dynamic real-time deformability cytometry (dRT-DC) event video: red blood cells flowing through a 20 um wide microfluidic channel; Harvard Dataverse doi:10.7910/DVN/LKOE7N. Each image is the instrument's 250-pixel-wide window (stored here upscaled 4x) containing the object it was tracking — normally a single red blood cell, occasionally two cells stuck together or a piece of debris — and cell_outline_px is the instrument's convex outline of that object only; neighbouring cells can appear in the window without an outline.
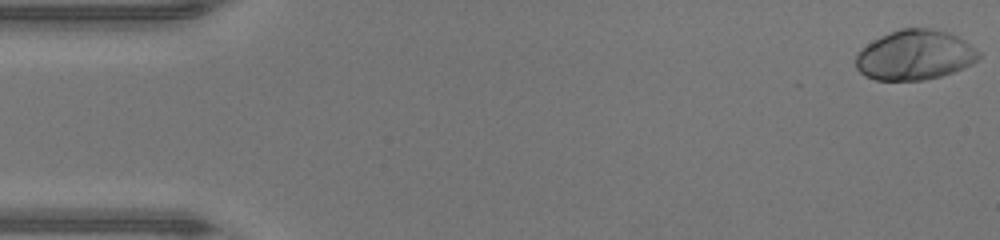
{"species": "human", "species_latin": "Homo sapiens", "temperature_condition": "warm", "stored_images_in_passage": 47, "camera_frame_rate_fps": 3000, "um_per_image_px": 0.085, "donor": {"sex": "male"}, "frame": {"image": 1, "passage_image": 1, "time_ms": 0.0, "image_size_px": [1000, 240], "cell_outline_px": [[980, 56], [972, 64], [952, 72], [940, 76], [924, 80], [876, 80], [864, 76], [856, 68], [856, 56], [868, 44], [880, 36], [900, 28], [928, 28], [948, 32], [964, 40], [980, 52]], "centroid_in_image_um": [77.76, 4.68], "position_along_channel_um": 7.2, "area_um2": 35.49}}
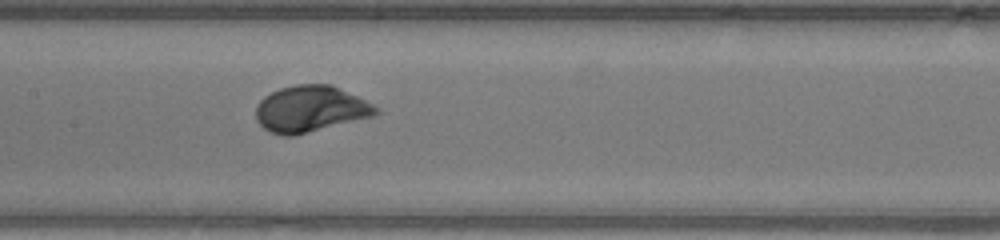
{"frame": {"image": 2, "passage_image": 23, "time_ms": 7.333, "image_size_px": [1000, 240], "cell_outline_px": [[380, 112], [372, 116], [292, 136], [284, 136], [268, 132], [256, 120], [256, 104], [264, 96], [280, 88], [296, 84], [332, 84], [380, 108]], "centroid_in_image_um": [26.35, 9.25], "position_along_channel_um": 181.1, "area_um2": 32.19}}
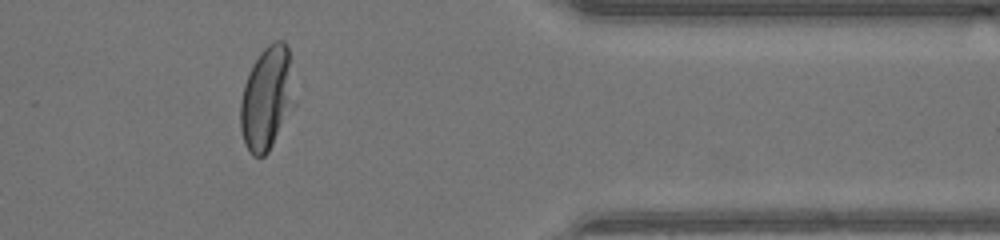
{"frame": {"image": 3, "passage_image": 39, "time_ms": 12.667, "image_size_px": [1000, 240], "cell_outline_px": [[296, 104], [268, 152], [264, 156], [252, 156], [244, 140], [240, 128], [240, 100], [244, 84], [248, 72], [252, 64], [260, 52], [272, 40], [284, 40], [288, 48], [296, 100]], "centroid_in_image_um": [22.69, 8.32], "position_along_channel_um": 388.7, "area_um2": 33.06}, "authors_computed_cell_mechanics": {"area_um2": 32.5414, "velocity_mm_per_s": 4.3444, "shape_relaxation_time_tau1_ms": 1.9245, "shape_relaxation_time_tau2_ms": null, "deformation_change_tau1": 0.1766, "deformation_change_tau2": null}}